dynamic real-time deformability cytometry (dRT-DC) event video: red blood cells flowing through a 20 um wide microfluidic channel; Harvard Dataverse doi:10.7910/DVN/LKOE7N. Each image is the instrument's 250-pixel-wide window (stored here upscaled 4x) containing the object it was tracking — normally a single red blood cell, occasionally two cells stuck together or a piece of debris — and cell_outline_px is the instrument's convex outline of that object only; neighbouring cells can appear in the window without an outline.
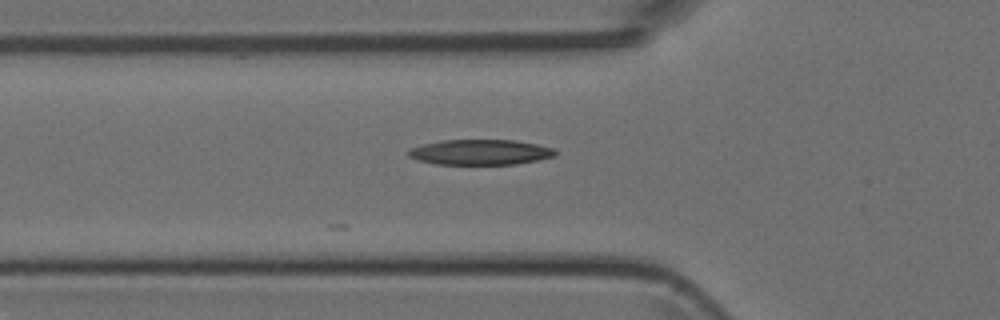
{"species": "Egyptian fruit bat (a non-hibernating species)", "species_latin": "Rousettus aegyptiacus", "temperature_condition": "room temperature", "stored_images_in_passage": 10, "camera_frame_rate_fps": 3000, "um_per_image_px": 0.085, "animal": {"sex": "female"}, "frame": {"image": 1, "passage_image": 2, "time_ms": 0.333, "image_size_px": [1000, 320], "cell_outline_px": [[556, 156], [516, 164], [436, 164], [420, 160], [408, 156], [408, 152], [412, 148], [424, 144], [444, 140], [516, 140], [536, 144], [552, 148], [556, 152]], "centroid_in_image_um": [40.85, 12.93], "position_along_channel_um": 84.9, "area_um2": 21.39}}
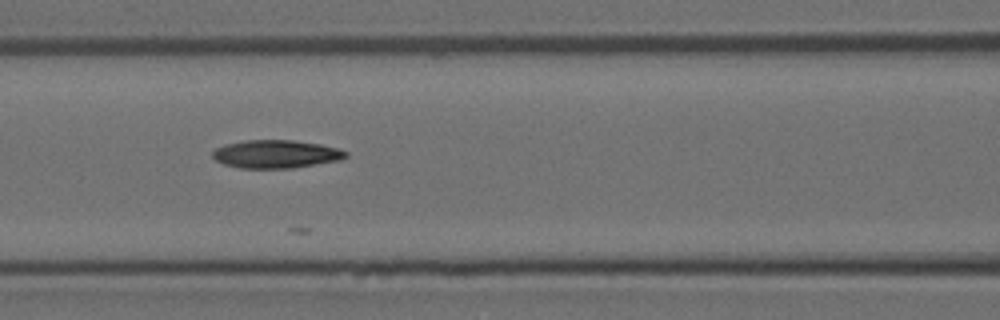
{"frame": {"image": 2, "passage_image": 6, "time_ms": 1.667, "image_size_px": [1000, 320], "cell_outline_px": [[348, 156], [340, 160], [292, 168], [240, 168], [224, 164], [216, 160], [212, 156], [212, 152], [216, 148], [224, 144], [244, 140], [292, 140], [320, 144], [336, 148], [348, 152]], "centroid_in_image_um": [23.44, 13.09], "position_along_channel_um": 143.2, "area_um2": 21.79}}
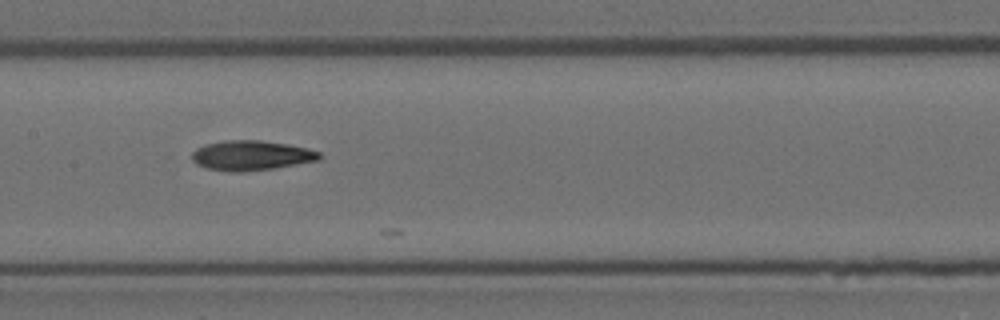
{"frame": {"image": 3, "passage_image": 9, "time_ms": 2.667, "image_size_px": [1000, 320], "cell_outline_px": [[320, 160], [272, 168], [244, 172], [232, 172], [208, 168], [196, 164], [192, 160], [192, 152], [196, 148], [204, 144], [224, 140], [260, 140], [288, 144], [320, 152]], "centroid_in_image_um": [21.31, 13.21], "position_along_channel_um": 186.1, "area_um2": 22.08}}